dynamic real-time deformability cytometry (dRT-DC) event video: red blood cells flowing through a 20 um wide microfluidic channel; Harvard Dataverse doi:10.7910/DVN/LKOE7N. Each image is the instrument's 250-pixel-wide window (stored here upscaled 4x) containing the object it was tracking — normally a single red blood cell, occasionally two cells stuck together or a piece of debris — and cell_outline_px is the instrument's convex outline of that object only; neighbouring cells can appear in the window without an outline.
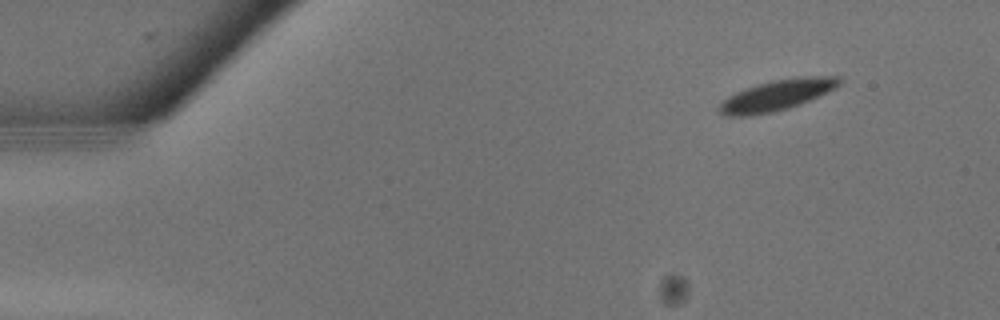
{"species": "common noctule bat (a hibernating species)", "species_latin": "Nyctalus noctula", "temperature_condition": "warm", "stored_images_in_passage": 12, "camera_frame_rate_fps": 3000, "um_per_image_px": 0.085, "animal": {"sex": "male", "body_mass_g": 13.3}, "frame": {"image": 1, "passage_image": 1, "time_ms": 0.0, "image_size_px": [1000, 320], "cell_outline_px": [[840, 84], [836, 88], [828, 92], [788, 108], [772, 112], [748, 116], [728, 116], [720, 112], [716, 108], [728, 96], [744, 88], [756, 84], [772, 80], [796, 76], [840, 76]], "centroid_in_image_um": [66.02, 8.07], "position_along_channel_um": 19.0, "area_um2": 21.5}}
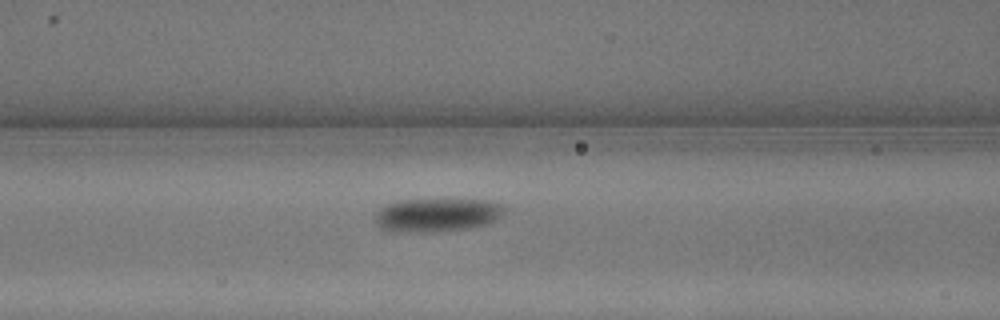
{"frame": {"image": 2, "passage_image": 10, "time_ms": 3.0, "image_size_px": [1000, 320], "cell_outline_px": [[504, 208], [500, 216], [496, 220], [488, 224], [468, 228], [428, 232], [388, 232], [380, 228], [376, 224], [376, 212], [380, 208], [396, 200], [484, 200], [500, 204]], "centroid_in_image_um": [37.08, 18.29], "position_along_channel_um": 129.5, "area_um2": 25.14}}
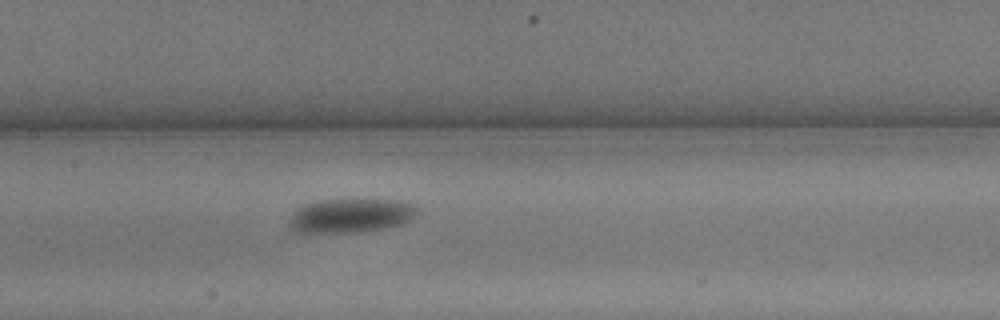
{"frame": {"image": 3, "passage_image": 12, "time_ms": 3.667, "image_size_px": [1000, 320], "cell_outline_px": [[420, 208], [404, 224], [388, 228], [360, 232], [296, 232], [288, 224], [288, 220], [300, 204], [316, 200], [400, 200], [412, 204]], "centroid_in_image_um": [29.79, 18.32], "position_along_channel_um": 177.6, "area_um2": 25.55}}